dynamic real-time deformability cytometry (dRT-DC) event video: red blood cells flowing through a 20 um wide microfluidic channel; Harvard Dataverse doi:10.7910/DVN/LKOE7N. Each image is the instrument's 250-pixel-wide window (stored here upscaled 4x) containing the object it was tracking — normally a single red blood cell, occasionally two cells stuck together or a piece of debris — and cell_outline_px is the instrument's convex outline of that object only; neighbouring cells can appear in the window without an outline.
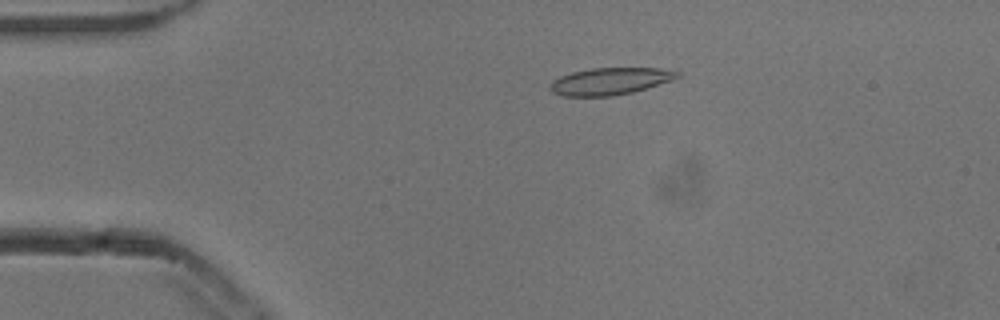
{"species": "common noctule bat (a hibernating species)", "species_latin": "Nyctalus noctula", "temperature_condition": "cold", "stored_images_in_passage": 53, "camera_frame_rate_fps": 3000, "um_per_image_px": 0.085, "animal": {"sex": "male", "body_mass_g": 13.3}, "frame": {"image": 1, "passage_image": 11, "time_ms": 3.333, "image_size_px": [1000, 320], "cell_outline_px": [[680, 76], [672, 80], [632, 92], [612, 96], [564, 96], [552, 92], [552, 80], [560, 76], [572, 72], [592, 68], [660, 68], [680, 72]], "centroid_in_image_um": [51.87, 6.9], "position_along_channel_um": 33.1, "area_um2": 19.83}}
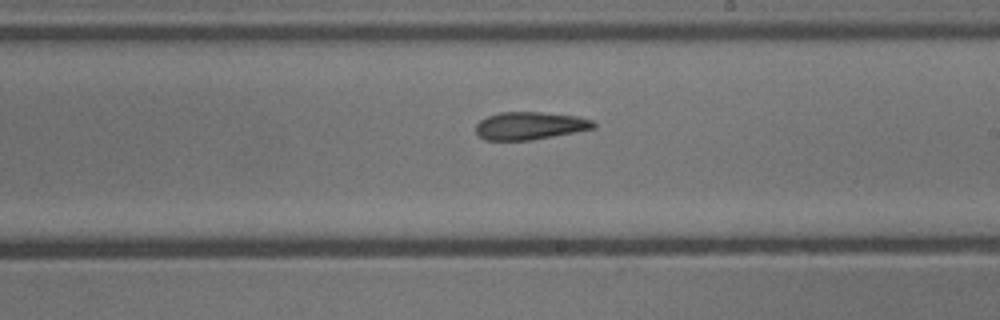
{"frame": {"image": 2, "passage_image": 31, "time_ms": 10.0, "image_size_px": [1000, 320], "cell_outline_px": [[596, 128], [532, 140], [484, 140], [476, 132], [476, 124], [480, 120], [488, 116], [500, 112], [540, 112], [580, 116], [592, 120], [596, 124]], "centroid_in_image_um": [45.06, 10.68], "position_along_channel_um": 243.9, "area_um2": 19.07}}
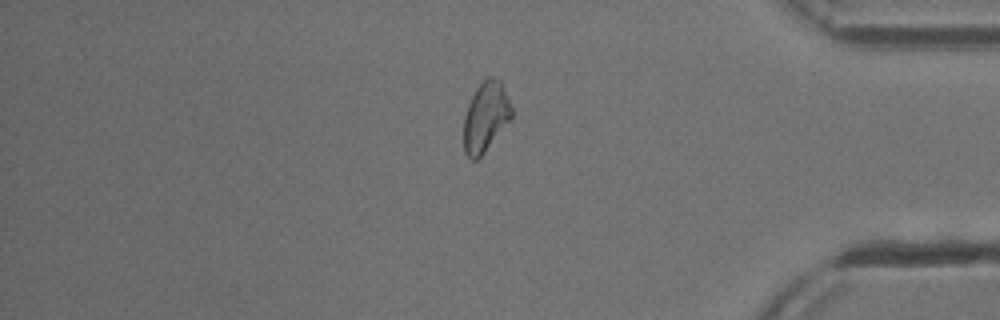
{"frame": {"image": 3, "passage_image": 45, "time_ms": 14.667, "image_size_px": [1000, 320], "cell_outline_px": [[512, 116], [484, 152], [476, 160], [472, 160], [464, 152], [464, 116], [468, 104], [476, 88], [488, 76], [496, 76], [500, 80], [508, 96], [512, 108]], "centroid_in_image_um": [41.27, 9.89], "position_along_channel_um": 393.9, "area_um2": 19.25}, "authors_computed_cell_mechanics": {"area_um2": 19.8832, "velocity_mm_per_s": 3.8465, "shape_relaxation_time_tau1_ms": 10.6223, "shape_relaxation_time_tau2_ms": 9.7303, "deformation_change_tau1": 0.1951, "deformation_change_tau2": 0.1954}}